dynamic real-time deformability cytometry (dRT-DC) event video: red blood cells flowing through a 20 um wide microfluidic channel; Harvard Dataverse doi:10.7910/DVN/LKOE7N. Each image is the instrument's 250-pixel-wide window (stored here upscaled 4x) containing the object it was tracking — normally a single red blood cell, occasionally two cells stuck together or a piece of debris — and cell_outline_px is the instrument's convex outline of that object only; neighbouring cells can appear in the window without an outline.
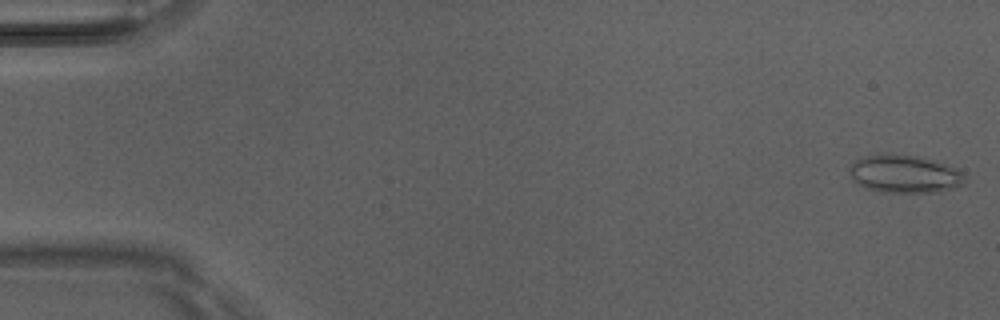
{"species": "Egyptian fruit bat (a non-hibernating species)", "species_latin": "Rousettus aegyptiacus", "temperature_condition": "room temperature", "stored_images_in_passage": 6, "camera_frame_rate_fps": 3000, "um_per_image_px": 0.085, "animal": {"sex": "male"}, "frame": {"image": 1, "passage_image": 1, "time_ms": 0.0, "image_size_px": [1000, 320], "cell_outline_px": [[964, 184], [952, 188], [936, 192], [880, 192], [864, 188], [852, 180], [848, 172], [848, 164], [864, 156], [880, 152], [888, 152], [916, 156], [932, 160], [956, 168], [964, 176]], "centroid_in_image_um": [76.78, 14.77], "position_along_channel_um": 8.2, "area_um2": 25.89}}